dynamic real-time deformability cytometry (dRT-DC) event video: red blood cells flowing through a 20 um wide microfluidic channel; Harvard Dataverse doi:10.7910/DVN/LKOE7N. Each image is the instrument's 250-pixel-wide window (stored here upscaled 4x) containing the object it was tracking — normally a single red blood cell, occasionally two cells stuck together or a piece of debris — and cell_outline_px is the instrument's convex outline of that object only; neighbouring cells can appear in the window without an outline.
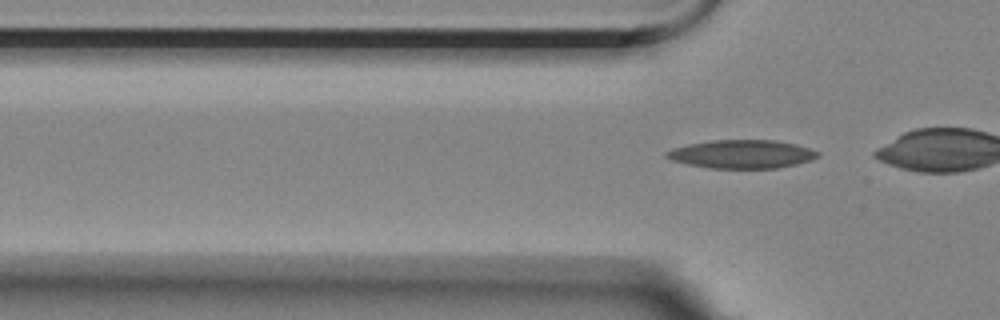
{"species": "Egyptian fruit bat (a non-hibernating species)", "species_latin": "Rousettus aegyptiacus", "temperature_condition": "room temperature", "stored_images_in_passage": 4, "camera_frame_rate_fps": 3000, "um_per_image_px": 0.085, "animal": {"sex": "female"}, "frame": {"image": 1, "passage_image": 4, "time_ms": 5.333, "image_size_px": [1000, 320], "cell_outline_px": [[820, 156], [812, 160], [796, 164], [776, 168], [708, 168], [688, 164], [672, 160], [664, 156], [664, 152], [672, 148], [688, 144], [712, 140], [776, 140], [796, 144], [820, 152]], "centroid_in_image_um": [63.05, 13.09], "position_along_channel_um": 62.7, "area_um2": 25.14}}